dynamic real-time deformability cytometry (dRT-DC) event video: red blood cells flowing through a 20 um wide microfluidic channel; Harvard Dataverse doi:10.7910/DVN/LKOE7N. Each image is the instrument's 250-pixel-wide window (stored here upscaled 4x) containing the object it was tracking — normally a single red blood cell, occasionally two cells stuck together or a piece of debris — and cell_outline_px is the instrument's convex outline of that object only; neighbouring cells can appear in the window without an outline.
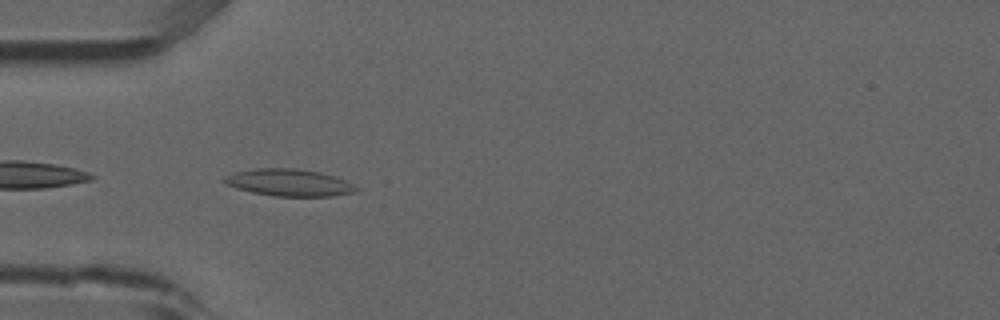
{"species": "common noctule bat (a hibernating species)", "species_latin": "Nyctalus noctula", "temperature_condition": "room temperature", "stored_images_in_passage": 6, "camera_frame_rate_fps": 3000, "um_per_image_px": 0.085, "animal": {"sex": "male", "forearm_length_mm": 52.5}, "frame": {"image": 1, "passage_image": 5, "time_ms": 1.333, "image_size_px": [1000, 320], "cell_outline_px": [[360, 188], [356, 192], [332, 196], [272, 196], [252, 192], [236, 188], [224, 184], [220, 180], [224, 176], [236, 172], [256, 168], [296, 168], [320, 172], [336, 176]], "centroid_in_image_um": [24.55, 15.52], "position_along_channel_um": 60.5, "area_um2": 20.98}}
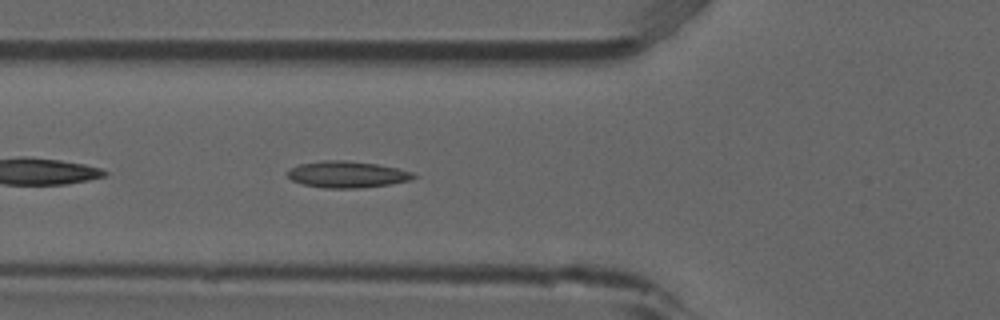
{"frame": {"image": 2, "passage_image": 6, "time_ms": 1.667, "image_size_px": [1000, 320], "cell_outline_px": [[420, 176], [412, 180], [388, 184], [360, 188], [324, 188], [304, 184], [292, 180], [284, 172], [288, 168], [300, 164], [324, 160], [344, 160], [376, 164], [396, 168], [412, 172]], "centroid_in_image_um": [29.49, 14.82], "position_along_channel_um": 96.3, "area_um2": 19.54}}